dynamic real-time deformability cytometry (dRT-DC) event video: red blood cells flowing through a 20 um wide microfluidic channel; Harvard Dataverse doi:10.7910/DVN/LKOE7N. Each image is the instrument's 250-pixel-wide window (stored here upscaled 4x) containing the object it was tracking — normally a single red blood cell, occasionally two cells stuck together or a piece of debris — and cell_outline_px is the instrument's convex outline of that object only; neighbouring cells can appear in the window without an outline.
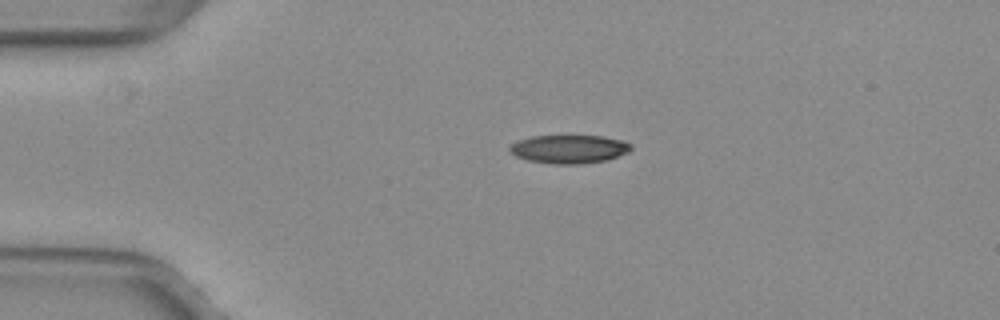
{"species": "common noctule bat (a hibernating species)", "species_latin": "Nyctalus noctula", "temperature_condition": "warm", "stored_images_in_passage": 41, "camera_frame_rate_fps": 3000, "um_per_image_px": 0.085, "animal": {"sex": "female", "body_mass_g": 29.2, "forearm_length_mm": 56.3}, "frame": {"image": 1, "passage_image": 1, "time_ms": 0.0, "image_size_px": [1000, 320], "cell_outline_px": [[632, 148], [628, 152], [608, 160], [580, 164], [552, 164], [528, 160], [516, 156], [508, 148], [516, 140], [532, 136], [604, 136], [624, 140], [632, 144]], "centroid_in_image_um": [48.4, 12.67], "position_along_channel_um": 36.6, "area_um2": 20.23}}
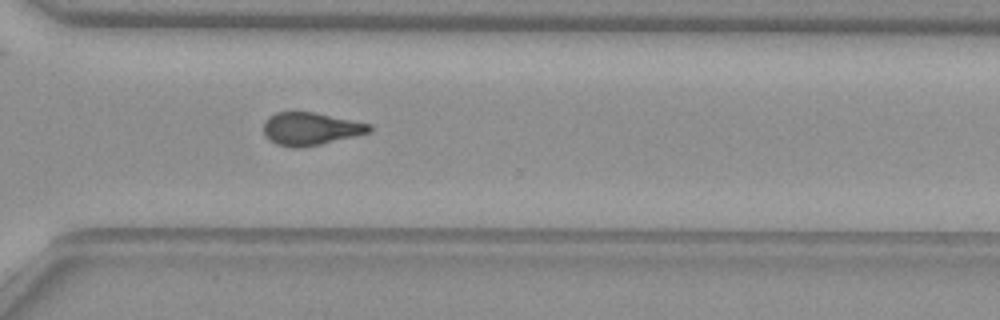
{"frame": {"image": 2, "passage_image": 27, "time_ms": 8.667, "image_size_px": [1000, 320], "cell_outline_px": [[372, 132], [320, 144], [300, 148], [288, 148], [276, 144], [268, 140], [264, 136], [264, 120], [268, 116], [276, 112], [312, 112], [372, 124]], "centroid_in_image_um": [26.36, 10.96], "position_along_channel_um": 344.2, "area_um2": 20.35}}
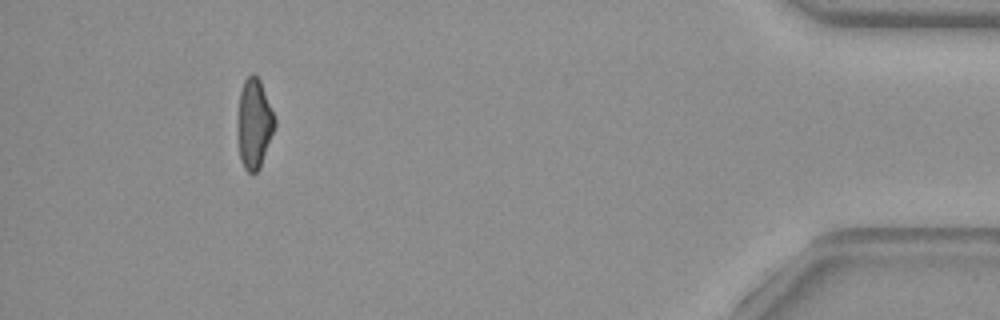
{"frame": {"image": 3, "passage_image": 37, "time_ms": 12.0, "image_size_px": [1000, 320], "cell_outline_px": [[276, 128], [260, 168], [252, 176], [244, 168], [240, 160], [236, 128], [240, 92], [244, 80], [252, 72], [260, 80], [276, 120]], "centroid_in_image_um": [21.6, 10.56], "position_along_channel_um": 413.6, "area_um2": 19.88}, "authors_computed_cell_mechanics": {"area_um2": 20.8658, "velocity_mm_per_s": 4.0234, "shape_relaxation_time_tau1_ms": null, "shape_relaxation_time_tau2_ms": 3.3691, "deformation_change_tau1": null, "deformation_change_tau2": 0.122}}